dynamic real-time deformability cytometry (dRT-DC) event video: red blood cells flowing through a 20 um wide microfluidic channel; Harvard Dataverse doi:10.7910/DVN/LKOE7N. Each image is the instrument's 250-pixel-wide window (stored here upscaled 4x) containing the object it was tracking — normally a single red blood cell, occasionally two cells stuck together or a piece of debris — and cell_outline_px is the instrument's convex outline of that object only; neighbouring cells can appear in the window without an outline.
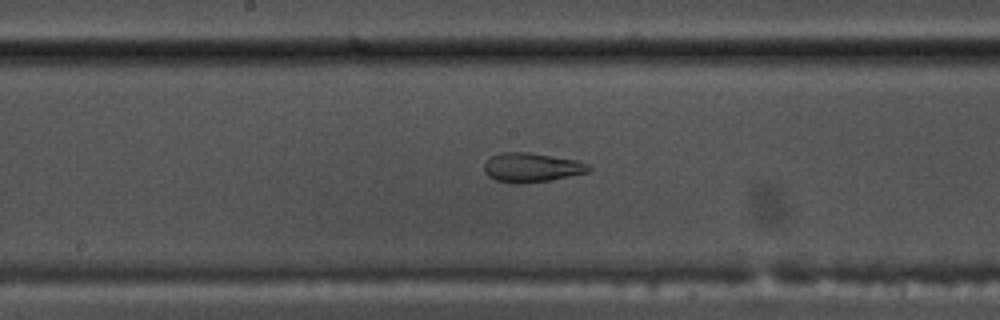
{"species": "common noctule bat (a hibernating species)", "species_latin": "Nyctalus noctula", "temperature_condition": "warm", "stored_images_in_passage": 55, "camera_frame_rate_fps": 3000, "um_per_image_px": 0.085, "animal": {"sex": "male", "body_mass_g": 17.5, "forearm_length_mm": 52.3}, "frame": {"image": 1, "passage_image": 29, "time_ms": 9.333, "image_size_px": [1000, 320], "cell_outline_px": [[592, 168], [588, 172], [548, 180], [520, 184], [516, 184], [496, 180], [488, 176], [484, 172], [484, 164], [492, 156], [504, 152], [532, 152], [576, 160], [588, 164]], "centroid_in_image_um": [45.18, 14.23], "position_along_channel_um": 203.0, "area_um2": 17.74}}
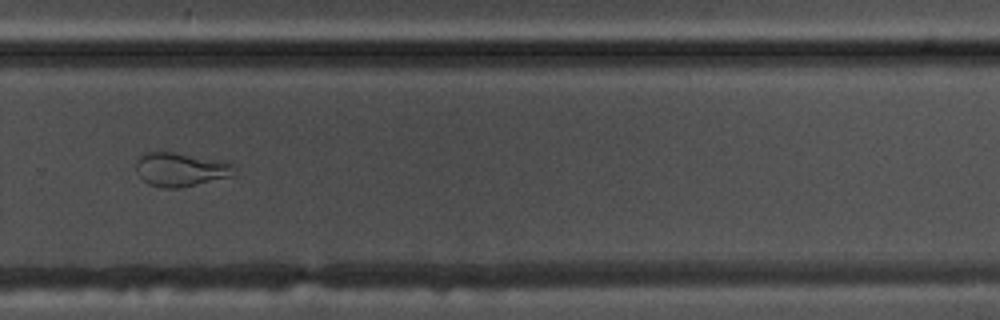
{"frame": {"image": 2, "passage_image": 38, "time_ms": 12.333, "image_size_px": [1000, 320], "cell_outline_px": [[236, 172], [232, 176], [180, 188], [164, 188], [148, 184], [136, 172], [136, 160], [140, 156], [148, 152], [172, 152], [232, 164]], "centroid_in_image_um": [15.3, 14.43], "position_along_channel_um": 314.5, "area_um2": 18.9}}
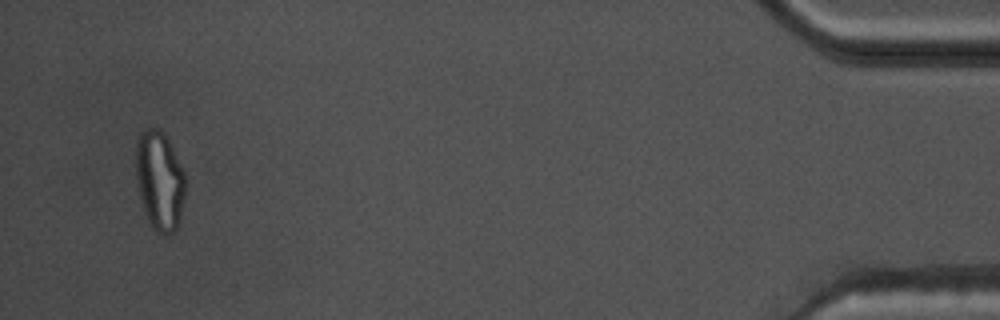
{"frame": {"image": 3, "passage_image": 53, "time_ms": 17.333, "image_size_px": [1000, 320], "cell_outline_px": [[184, 196], [176, 228], [172, 232], [164, 236], [156, 232], [152, 228], [148, 220], [140, 200], [136, 184], [136, 140], [148, 128], [160, 128], [164, 132], [184, 172]], "centroid_in_image_um": [13.53, 15.36], "position_along_channel_um": 421.7, "area_um2": 28.32}, "authors_computed_cell_mechanics": {"area_um2": 23.698, "velocity_mm_per_s": 3.7222, "shape_relaxation_time_tau1_ms": null, "shape_relaxation_time_tau2_ms": 1.7691, "deformation_change_tau1": null, "deformation_change_tau2": 0.0919}}